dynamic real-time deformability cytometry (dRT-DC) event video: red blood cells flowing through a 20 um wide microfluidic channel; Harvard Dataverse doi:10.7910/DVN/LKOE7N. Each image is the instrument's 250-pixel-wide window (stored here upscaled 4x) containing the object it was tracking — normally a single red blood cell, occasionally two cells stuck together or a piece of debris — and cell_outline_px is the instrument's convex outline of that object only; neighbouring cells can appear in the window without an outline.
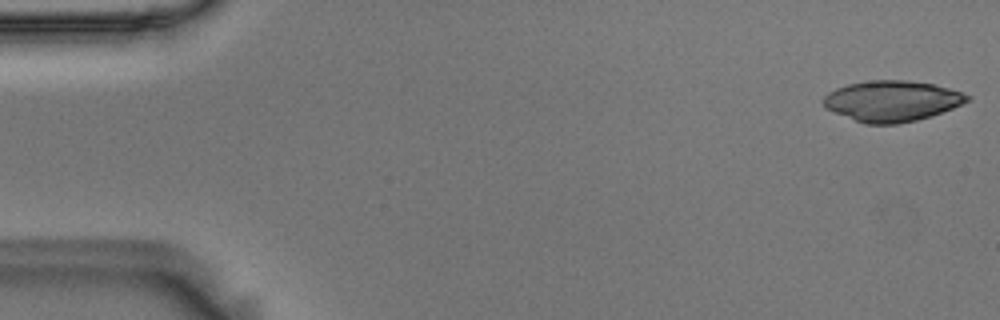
{"species": "Egyptian fruit bat (a non-hibernating species)", "species_latin": "Rousettus aegyptiacus", "temperature_condition": "room temperature", "stored_images_in_passage": 54, "camera_frame_rate_fps": 3000, "um_per_image_px": 0.085, "animal": {"sex": "male"}, "frame": {"image": 1, "passage_image": 1, "time_ms": 0.0, "image_size_px": [1000, 320], "cell_outline_px": [[972, 100], [952, 108], [916, 120], [896, 124], [864, 124], [824, 108], [820, 100], [828, 92], [836, 88], [848, 84], [872, 80], [908, 80], [932, 84], [948, 88], [972, 96]], "centroid_in_image_um": [75.77, 8.58], "position_along_channel_um": 9.2, "area_um2": 34.16}}